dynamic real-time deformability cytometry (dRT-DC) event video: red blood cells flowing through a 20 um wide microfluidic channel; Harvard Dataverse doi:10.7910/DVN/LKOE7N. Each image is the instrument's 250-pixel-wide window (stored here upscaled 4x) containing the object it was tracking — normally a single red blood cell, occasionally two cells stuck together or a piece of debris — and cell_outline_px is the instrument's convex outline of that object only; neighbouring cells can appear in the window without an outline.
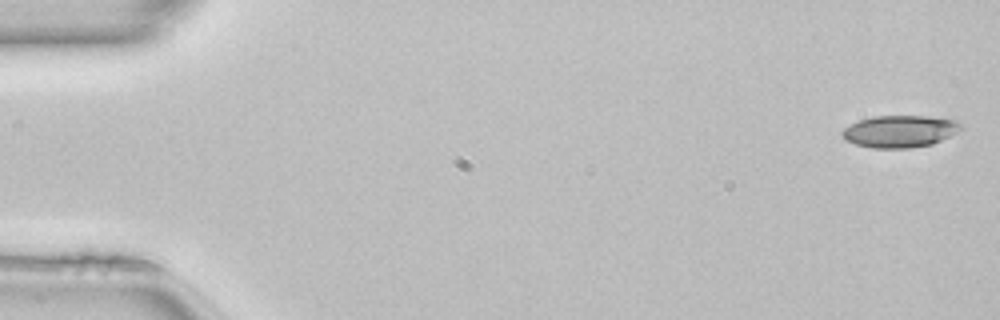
{"species": "common noctule bat (a hibernating species)", "species_latin": "Nyctalus noctula", "temperature_condition": "room temperature", "stored_images_in_passage": 45, "camera_frame_rate_fps": 3000, "um_per_image_px": 0.085, "animal": {"sex": "female", "body_mass_g": 22.7, "forearm_length_mm": 54.2}, "frame": {"image": 1, "passage_image": 1, "time_ms": 0.0, "image_size_px": [1000, 320], "cell_outline_px": [[964, 128], [932, 144], [908, 148], [872, 148], [856, 144], [844, 140], [840, 136], [840, 132], [844, 128], [860, 120], [876, 116], [924, 116], [956, 120]], "centroid_in_image_um": [76.45, 11.17], "position_along_channel_um": 8.6, "area_um2": 22.02}}
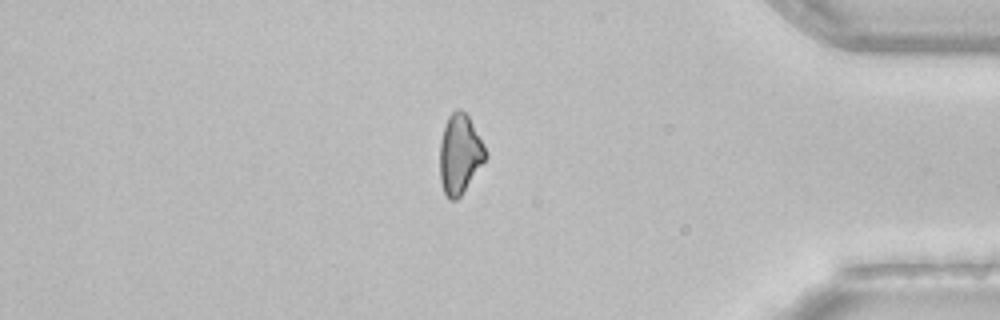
{"frame": {"image": 2, "passage_image": 42, "time_ms": 13.667, "image_size_px": [1000, 320], "cell_outline_px": [[488, 156], [460, 196], [456, 200], [448, 200], [444, 192], [440, 180], [440, 140], [448, 116], [456, 108], [460, 108], [468, 116], [484, 144], [488, 152]], "centroid_in_image_um": [39.08, 13.09], "position_along_channel_um": 396.1, "area_um2": 21.15}, "authors_computed_cell_mechanics": {"area_um2": 22.3108, "velocity_mm_per_s": 4.1276, "shape_relaxation_time_tau1_ms": 7.7381, "shape_relaxation_time_tau2_ms": 9.7288, "deformation_change_tau1": 0.1571, "deformation_change_tau2": 0.2341}}